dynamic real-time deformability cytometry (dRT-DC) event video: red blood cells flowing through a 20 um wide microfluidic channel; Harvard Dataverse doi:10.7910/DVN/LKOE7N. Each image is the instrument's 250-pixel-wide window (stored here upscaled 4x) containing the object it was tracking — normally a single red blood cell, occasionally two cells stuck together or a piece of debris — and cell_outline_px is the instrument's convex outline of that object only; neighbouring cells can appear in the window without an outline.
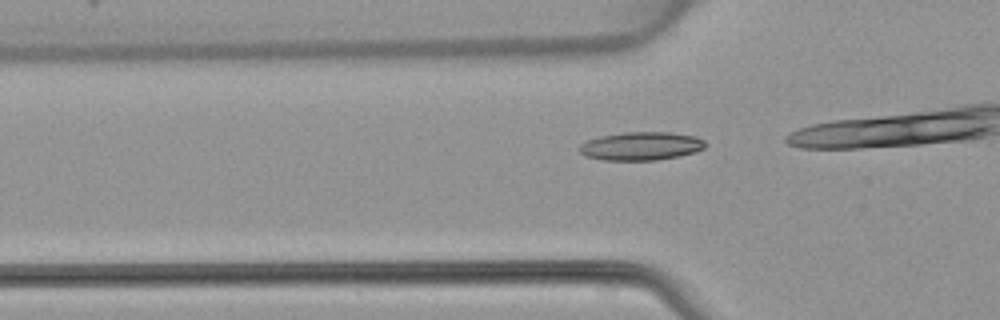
{"species": "common noctule bat (a hibernating species)", "species_latin": "Nyctalus noctula", "temperature_condition": "warm", "stored_images_in_passage": 13, "camera_frame_rate_fps": 3000, "um_per_image_px": 0.085, "animal": {"sex": "female", "body_mass_g": 22.7, "forearm_length_mm": 54.2}, "frame": {"image": 1, "passage_image": 4, "time_ms": 1.0, "image_size_px": [1000, 320], "cell_outline_px": [[704, 148], [696, 152], [680, 156], [656, 160], [604, 160], [584, 156], [580, 152], [580, 144], [588, 140], [600, 136], [624, 132], [668, 132], [696, 136], [704, 140]], "centroid_in_image_um": [54.49, 12.42], "position_along_channel_um": 71.3, "area_um2": 20.81}}